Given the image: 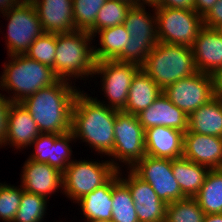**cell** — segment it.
<instances>
[{
	"label": "cell",
	"instance_id": "cell-36",
	"mask_svg": "<svg viewBox=\"0 0 222 222\" xmlns=\"http://www.w3.org/2000/svg\"><path fill=\"white\" fill-rule=\"evenodd\" d=\"M54 143V133H41L32 145H35L34 152L29 156L36 162H42L49 164V151L50 144Z\"/></svg>",
	"mask_w": 222,
	"mask_h": 222
},
{
	"label": "cell",
	"instance_id": "cell-39",
	"mask_svg": "<svg viewBox=\"0 0 222 222\" xmlns=\"http://www.w3.org/2000/svg\"><path fill=\"white\" fill-rule=\"evenodd\" d=\"M155 7L194 10V0H161Z\"/></svg>",
	"mask_w": 222,
	"mask_h": 222
},
{
	"label": "cell",
	"instance_id": "cell-1",
	"mask_svg": "<svg viewBox=\"0 0 222 222\" xmlns=\"http://www.w3.org/2000/svg\"><path fill=\"white\" fill-rule=\"evenodd\" d=\"M66 80L41 88L22 102L41 133L64 134L71 131L72 110L80 92Z\"/></svg>",
	"mask_w": 222,
	"mask_h": 222
},
{
	"label": "cell",
	"instance_id": "cell-16",
	"mask_svg": "<svg viewBox=\"0 0 222 222\" xmlns=\"http://www.w3.org/2000/svg\"><path fill=\"white\" fill-rule=\"evenodd\" d=\"M183 157L209 169H222V137L184 133Z\"/></svg>",
	"mask_w": 222,
	"mask_h": 222
},
{
	"label": "cell",
	"instance_id": "cell-34",
	"mask_svg": "<svg viewBox=\"0 0 222 222\" xmlns=\"http://www.w3.org/2000/svg\"><path fill=\"white\" fill-rule=\"evenodd\" d=\"M25 55L52 68L56 55V33L44 32L31 44Z\"/></svg>",
	"mask_w": 222,
	"mask_h": 222
},
{
	"label": "cell",
	"instance_id": "cell-46",
	"mask_svg": "<svg viewBox=\"0 0 222 222\" xmlns=\"http://www.w3.org/2000/svg\"><path fill=\"white\" fill-rule=\"evenodd\" d=\"M220 34H222V23L216 27Z\"/></svg>",
	"mask_w": 222,
	"mask_h": 222
},
{
	"label": "cell",
	"instance_id": "cell-28",
	"mask_svg": "<svg viewBox=\"0 0 222 222\" xmlns=\"http://www.w3.org/2000/svg\"><path fill=\"white\" fill-rule=\"evenodd\" d=\"M111 222H139L129 188L120 180L112 185Z\"/></svg>",
	"mask_w": 222,
	"mask_h": 222
},
{
	"label": "cell",
	"instance_id": "cell-22",
	"mask_svg": "<svg viewBox=\"0 0 222 222\" xmlns=\"http://www.w3.org/2000/svg\"><path fill=\"white\" fill-rule=\"evenodd\" d=\"M120 169L101 187L77 201L87 222H111L112 185L119 179Z\"/></svg>",
	"mask_w": 222,
	"mask_h": 222
},
{
	"label": "cell",
	"instance_id": "cell-37",
	"mask_svg": "<svg viewBox=\"0 0 222 222\" xmlns=\"http://www.w3.org/2000/svg\"><path fill=\"white\" fill-rule=\"evenodd\" d=\"M11 100L0 93V147L4 145L8 133V114Z\"/></svg>",
	"mask_w": 222,
	"mask_h": 222
},
{
	"label": "cell",
	"instance_id": "cell-6",
	"mask_svg": "<svg viewBox=\"0 0 222 222\" xmlns=\"http://www.w3.org/2000/svg\"><path fill=\"white\" fill-rule=\"evenodd\" d=\"M144 5H135L127 11L125 26L129 33L127 47L114 59L120 62L135 63L140 67L144 64L147 55L157 45V19L147 14Z\"/></svg>",
	"mask_w": 222,
	"mask_h": 222
},
{
	"label": "cell",
	"instance_id": "cell-9",
	"mask_svg": "<svg viewBox=\"0 0 222 222\" xmlns=\"http://www.w3.org/2000/svg\"><path fill=\"white\" fill-rule=\"evenodd\" d=\"M3 14L9 19L7 55L26 54L31 44L44 33L34 5L30 0H23Z\"/></svg>",
	"mask_w": 222,
	"mask_h": 222
},
{
	"label": "cell",
	"instance_id": "cell-40",
	"mask_svg": "<svg viewBox=\"0 0 222 222\" xmlns=\"http://www.w3.org/2000/svg\"><path fill=\"white\" fill-rule=\"evenodd\" d=\"M218 0H194V11L204 17Z\"/></svg>",
	"mask_w": 222,
	"mask_h": 222
},
{
	"label": "cell",
	"instance_id": "cell-43",
	"mask_svg": "<svg viewBox=\"0 0 222 222\" xmlns=\"http://www.w3.org/2000/svg\"><path fill=\"white\" fill-rule=\"evenodd\" d=\"M203 222H222V214L205 215Z\"/></svg>",
	"mask_w": 222,
	"mask_h": 222
},
{
	"label": "cell",
	"instance_id": "cell-25",
	"mask_svg": "<svg viewBox=\"0 0 222 222\" xmlns=\"http://www.w3.org/2000/svg\"><path fill=\"white\" fill-rule=\"evenodd\" d=\"M210 169L184 157L172 160V172L179 184L182 194L194 198L202 187Z\"/></svg>",
	"mask_w": 222,
	"mask_h": 222
},
{
	"label": "cell",
	"instance_id": "cell-20",
	"mask_svg": "<svg viewBox=\"0 0 222 222\" xmlns=\"http://www.w3.org/2000/svg\"><path fill=\"white\" fill-rule=\"evenodd\" d=\"M184 132L166 126L145 130L146 155L154 158L177 159L183 157Z\"/></svg>",
	"mask_w": 222,
	"mask_h": 222
},
{
	"label": "cell",
	"instance_id": "cell-32",
	"mask_svg": "<svg viewBox=\"0 0 222 222\" xmlns=\"http://www.w3.org/2000/svg\"><path fill=\"white\" fill-rule=\"evenodd\" d=\"M131 5L118 0H106L95 20V36L99 30L122 25Z\"/></svg>",
	"mask_w": 222,
	"mask_h": 222
},
{
	"label": "cell",
	"instance_id": "cell-38",
	"mask_svg": "<svg viewBox=\"0 0 222 222\" xmlns=\"http://www.w3.org/2000/svg\"><path fill=\"white\" fill-rule=\"evenodd\" d=\"M222 23V0H218L211 10L203 17V25L207 28H216Z\"/></svg>",
	"mask_w": 222,
	"mask_h": 222
},
{
	"label": "cell",
	"instance_id": "cell-17",
	"mask_svg": "<svg viewBox=\"0 0 222 222\" xmlns=\"http://www.w3.org/2000/svg\"><path fill=\"white\" fill-rule=\"evenodd\" d=\"M22 168L21 186L26 192L47 199L49 194L51 195L57 192L58 188L63 187V173L47 163L27 159Z\"/></svg>",
	"mask_w": 222,
	"mask_h": 222
},
{
	"label": "cell",
	"instance_id": "cell-18",
	"mask_svg": "<svg viewBox=\"0 0 222 222\" xmlns=\"http://www.w3.org/2000/svg\"><path fill=\"white\" fill-rule=\"evenodd\" d=\"M35 7L45 33L76 31L73 0H30Z\"/></svg>",
	"mask_w": 222,
	"mask_h": 222
},
{
	"label": "cell",
	"instance_id": "cell-26",
	"mask_svg": "<svg viewBox=\"0 0 222 222\" xmlns=\"http://www.w3.org/2000/svg\"><path fill=\"white\" fill-rule=\"evenodd\" d=\"M205 215L222 214V169H210L194 197Z\"/></svg>",
	"mask_w": 222,
	"mask_h": 222
},
{
	"label": "cell",
	"instance_id": "cell-11",
	"mask_svg": "<svg viewBox=\"0 0 222 222\" xmlns=\"http://www.w3.org/2000/svg\"><path fill=\"white\" fill-rule=\"evenodd\" d=\"M162 92L189 116L216 96L215 76L196 72L169 85Z\"/></svg>",
	"mask_w": 222,
	"mask_h": 222
},
{
	"label": "cell",
	"instance_id": "cell-4",
	"mask_svg": "<svg viewBox=\"0 0 222 222\" xmlns=\"http://www.w3.org/2000/svg\"><path fill=\"white\" fill-rule=\"evenodd\" d=\"M93 38L88 32L79 30L56 33V55L52 68L59 79L69 81L70 77L94 76L96 60L94 47L90 45Z\"/></svg>",
	"mask_w": 222,
	"mask_h": 222
},
{
	"label": "cell",
	"instance_id": "cell-19",
	"mask_svg": "<svg viewBox=\"0 0 222 222\" xmlns=\"http://www.w3.org/2000/svg\"><path fill=\"white\" fill-rule=\"evenodd\" d=\"M136 116L144 130L154 126H166L184 133L188 130V116L174 105L163 92L148 108Z\"/></svg>",
	"mask_w": 222,
	"mask_h": 222
},
{
	"label": "cell",
	"instance_id": "cell-29",
	"mask_svg": "<svg viewBox=\"0 0 222 222\" xmlns=\"http://www.w3.org/2000/svg\"><path fill=\"white\" fill-rule=\"evenodd\" d=\"M106 0H73L75 28L95 37V20Z\"/></svg>",
	"mask_w": 222,
	"mask_h": 222
},
{
	"label": "cell",
	"instance_id": "cell-2",
	"mask_svg": "<svg viewBox=\"0 0 222 222\" xmlns=\"http://www.w3.org/2000/svg\"><path fill=\"white\" fill-rule=\"evenodd\" d=\"M116 109L81 91L72 110L71 131L76 139L87 142L98 153L110 156L114 147Z\"/></svg>",
	"mask_w": 222,
	"mask_h": 222
},
{
	"label": "cell",
	"instance_id": "cell-45",
	"mask_svg": "<svg viewBox=\"0 0 222 222\" xmlns=\"http://www.w3.org/2000/svg\"><path fill=\"white\" fill-rule=\"evenodd\" d=\"M118 1H122V2L128 3L131 6L138 5V0H118Z\"/></svg>",
	"mask_w": 222,
	"mask_h": 222
},
{
	"label": "cell",
	"instance_id": "cell-23",
	"mask_svg": "<svg viewBox=\"0 0 222 222\" xmlns=\"http://www.w3.org/2000/svg\"><path fill=\"white\" fill-rule=\"evenodd\" d=\"M161 93L159 86L143 69H140L132 80L127 102L121 111L137 115L148 108Z\"/></svg>",
	"mask_w": 222,
	"mask_h": 222
},
{
	"label": "cell",
	"instance_id": "cell-5",
	"mask_svg": "<svg viewBox=\"0 0 222 222\" xmlns=\"http://www.w3.org/2000/svg\"><path fill=\"white\" fill-rule=\"evenodd\" d=\"M152 80L164 90L180 79L197 71L191 47L158 42L141 66Z\"/></svg>",
	"mask_w": 222,
	"mask_h": 222
},
{
	"label": "cell",
	"instance_id": "cell-14",
	"mask_svg": "<svg viewBox=\"0 0 222 222\" xmlns=\"http://www.w3.org/2000/svg\"><path fill=\"white\" fill-rule=\"evenodd\" d=\"M128 178L120 180L129 188L139 222H165L166 207L150 184L141 179L131 168Z\"/></svg>",
	"mask_w": 222,
	"mask_h": 222
},
{
	"label": "cell",
	"instance_id": "cell-8",
	"mask_svg": "<svg viewBox=\"0 0 222 222\" xmlns=\"http://www.w3.org/2000/svg\"><path fill=\"white\" fill-rule=\"evenodd\" d=\"M157 19L158 41L192 47L204 27L203 17L194 10L153 7Z\"/></svg>",
	"mask_w": 222,
	"mask_h": 222
},
{
	"label": "cell",
	"instance_id": "cell-13",
	"mask_svg": "<svg viewBox=\"0 0 222 222\" xmlns=\"http://www.w3.org/2000/svg\"><path fill=\"white\" fill-rule=\"evenodd\" d=\"M141 179L148 182L161 201L171 204L186 198L172 172V160L146 155L131 168Z\"/></svg>",
	"mask_w": 222,
	"mask_h": 222
},
{
	"label": "cell",
	"instance_id": "cell-44",
	"mask_svg": "<svg viewBox=\"0 0 222 222\" xmlns=\"http://www.w3.org/2000/svg\"><path fill=\"white\" fill-rule=\"evenodd\" d=\"M161 0H142V2H141V0H138V5H149V7H155V6H157L158 4H159V2H160Z\"/></svg>",
	"mask_w": 222,
	"mask_h": 222
},
{
	"label": "cell",
	"instance_id": "cell-35",
	"mask_svg": "<svg viewBox=\"0 0 222 222\" xmlns=\"http://www.w3.org/2000/svg\"><path fill=\"white\" fill-rule=\"evenodd\" d=\"M0 183V219L13 222L21 203L23 187Z\"/></svg>",
	"mask_w": 222,
	"mask_h": 222
},
{
	"label": "cell",
	"instance_id": "cell-30",
	"mask_svg": "<svg viewBox=\"0 0 222 222\" xmlns=\"http://www.w3.org/2000/svg\"><path fill=\"white\" fill-rule=\"evenodd\" d=\"M204 216L197 200L186 197L167 205L165 222H203Z\"/></svg>",
	"mask_w": 222,
	"mask_h": 222
},
{
	"label": "cell",
	"instance_id": "cell-12",
	"mask_svg": "<svg viewBox=\"0 0 222 222\" xmlns=\"http://www.w3.org/2000/svg\"><path fill=\"white\" fill-rule=\"evenodd\" d=\"M140 69L141 67L135 63L116 60L96 62L93 74L102 76V91L109 100V104L104 105L121 111L127 102L132 80Z\"/></svg>",
	"mask_w": 222,
	"mask_h": 222
},
{
	"label": "cell",
	"instance_id": "cell-41",
	"mask_svg": "<svg viewBox=\"0 0 222 222\" xmlns=\"http://www.w3.org/2000/svg\"><path fill=\"white\" fill-rule=\"evenodd\" d=\"M23 0H0V12L9 11L12 7L18 5Z\"/></svg>",
	"mask_w": 222,
	"mask_h": 222
},
{
	"label": "cell",
	"instance_id": "cell-31",
	"mask_svg": "<svg viewBox=\"0 0 222 222\" xmlns=\"http://www.w3.org/2000/svg\"><path fill=\"white\" fill-rule=\"evenodd\" d=\"M48 199L43 196L22 192L21 203L13 222H41L46 213Z\"/></svg>",
	"mask_w": 222,
	"mask_h": 222
},
{
	"label": "cell",
	"instance_id": "cell-27",
	"mask_svg": "<svg viewBox=\"0 0 222 222\" xmlns=\"http://www.w3.org/2000/svg\"><path fill=\"white\" fill-rule=\"evenodd\" d=\"M100 47H94V58L96 62L102 60H114L128 45L129 33L125 26L116 25L99 30Z\"/></svg>",
	"mask_w": 222,
	"mask_h": 222
},
{
	"label": "cell",
	"instance_id": "cell-42",
	"mask_svg": "<svg viewBox=\"0 0 222 222\" xmlns=\"http://www.w3.org/2000/svg\"><path fill=\"white\" fill-rule=\"evenodd\" d=\"M216 95L222 98V71L215 76Z\"/></svg>",
	"mask_w": 222,
	"mask_h": 222
},
{
	"label": "cell",
	"instance_id": "cell-21",
	"mask_svg": "<svg viewBox=\"0 0 222 222\" xmlns=\"http://www.w3.org/2000/svg\"><path fill=\"white\" fill-rule=\"evenodd\" d=\"M41 134L37 123L21 103H11L8 114V133L5 144L15 148H26L32 145Z\"/></svg>",
	"mask_w": 222,
	"mask_h": 222
},
{
	"label": "cell",
	"instance_id": "cell-7",
	"mask_svg": "<svg viewBox=\"0 0 222 222\" xmlns=\"http://www.w3.org/2000/svg\"><path fill=\"white\" fill-rule=\"evenodd\" d=\"M116 161L73 160L63 172L64 194L77 202L79 199L104 185L119 170Z\"/></svg>",
	"mask_w": 222,
	"mask_h": 222
},
{
	"label": "cell",
	"instance_id": "cell-24",
	"mask_svg": "<svg viewBox=\"0 0 222 222\" xmlns=\"http://www.w3.org/2000/svg\"><path fill=\"white\" fill-rule=\"evenodd\" d=\"M188 131L222 137V98L217 95L188 116Z\"/></svg>",
	"mask_w": 222,
	"mask_h": 222
},
{
	"label": "cell",
	"instance_id": "cell-15",
	"mask_svg": "<svg viewBox=\"0 0 222 222\" xmlns=\"http://www.w3.org/2000/svg\"><path fill=\"white\" fill-rule=\"evenodd\" d=\"M191 48L198 72L216 76L222 71V34L216 28L204 26Z\"/></svg>",
	"mask_w": 222,
	"mask_h": 222
},
{
	"label": "cell",
	"instance_id": "cell-33",
	"mask_svg": "<svg viewBox=\"0 0 222 222\" xmlns=\"http://www.w3.org/2000/svg\"><path fill=\"white\" fill-rule=\"evenodd\" d=\"M72 131L64 134H54V143L50 144L49 165L55 167L60 172H64L67 166L73 161L70 160L72 149L69 146L70 141L74 140Z\"/></svg>",
	"mask_w": 222,
	"mask_h": 222
},
{
	"label": "cell",
	"instance_id": "cell-10",
	"mask_svg": "<svg viewBox=\"0 0 222 222\" xmlns=\"http://www.w3.org/2000/svg\"><path fill=\"white\" fill-rule=\"evenodd\" d=\"M110 156L127 164L128 169L146 156L145 130L136 115L116 110L114 147Z\"/></svg>",
	"mask_w": 222,
	"mask_h": 222
},
{
	"label": "cell",
	"instance_id": "cell-3",
	"mask_svg": "<svg viewBox=\"0 0 222 222\" xmlns=\"http://www.w3.org/2000/svg\"><path fill=\"white\" fill-rule=\"evenodd\" d=\"M8 63H4V71L0 77V88L14 91L7 97L12 103H20L41 88L55 84L59 78L53 68L42 64L25 54L12 55Z\"/></svg>",
	"mask_w": 222,
	"mask_h": 222
}]
</instances>
